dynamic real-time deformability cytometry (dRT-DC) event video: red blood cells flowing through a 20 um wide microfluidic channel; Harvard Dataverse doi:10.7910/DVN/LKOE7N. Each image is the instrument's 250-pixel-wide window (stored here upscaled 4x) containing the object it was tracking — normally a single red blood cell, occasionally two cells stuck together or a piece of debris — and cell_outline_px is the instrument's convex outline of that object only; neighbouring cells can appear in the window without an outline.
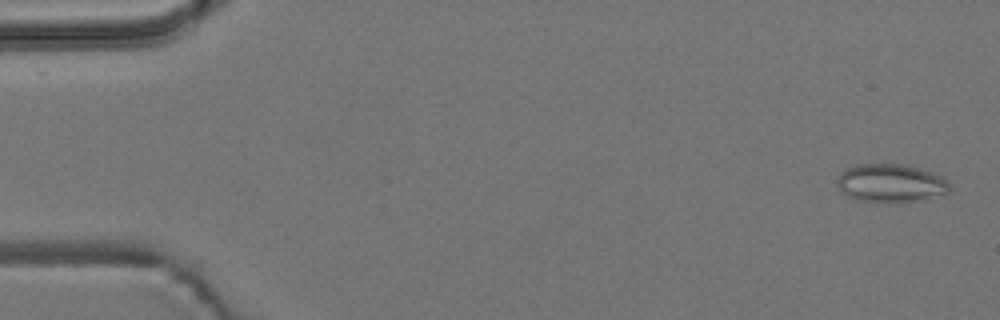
{"species": "common noctule bat (a hibernating species)", "species_latin": "Nyctalus noctula", "temperature_condition": "room temperature", "stored_images_in_passage": 4, "camera_frame_rate_fps": 3000, "um_per_image_px": 0.085, "animal": {"sex": "male", "body_mass_g": 19.2, "forearm_length_mm": 51.8}, "frame": {"image": 1, "passage_image": 1, "time_ms": 0.0, "image_size_px": [1000, 320], "cell_outline_px": [[948, 192], [920, 200], [896, 204], [888, 204], [856, 200], [840, 192], [836, 180], [840, 172], [856, 164], [904, 164], [920, 168], [944, 176], [948, 180]], "centroid_in_image_um": [75.68, 15.59], "position_along_channel_um": 9.3, "area_um2": 25.66}}